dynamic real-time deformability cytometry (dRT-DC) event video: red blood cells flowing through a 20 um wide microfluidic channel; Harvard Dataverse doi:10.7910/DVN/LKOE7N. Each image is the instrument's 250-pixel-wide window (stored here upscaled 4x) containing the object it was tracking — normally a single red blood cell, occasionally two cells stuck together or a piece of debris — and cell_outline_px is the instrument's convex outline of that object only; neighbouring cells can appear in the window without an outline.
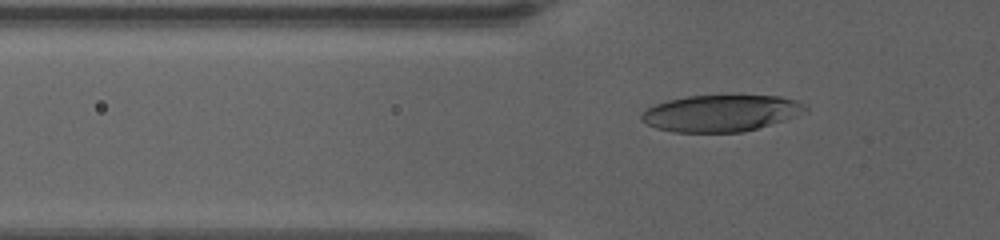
{"species": "human", "species_latin": "Homo sapiens", "temperature_condition": "warm", "stored_images_in_passage": 43, "camera_frame_rate_fps": 3000, "um_per_image_px": 0.085, "donor": {"sex": "female"}, "frame": {"image": 1, "passage_image": 4, "time_ms": 1.0, "image_size_px": [1000, 240], "cell_outline_px": [[808, 108], [796, 116], [784, 120], [744, 132], [672, 132], [656, 128], [640, 120], [640, 116], [648, 108], [656, 104], [668, 100], [688, 96], [780, 96], [796, 100]], "centroid_in_image_um": [61.25, 9.63], "position_along_channel_um": 64.6, "area_um2": 34.62}}
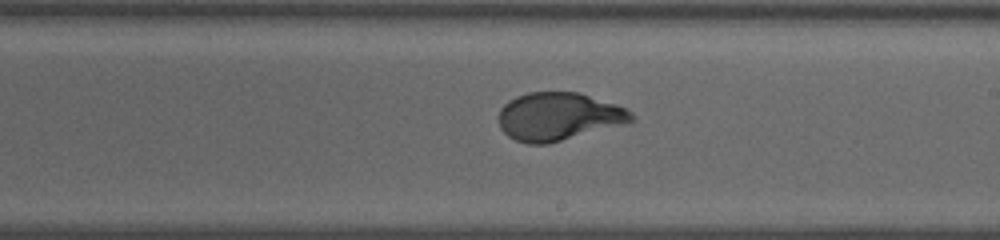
{"frame": {"image": 2, "passage_image": 20, "time_ms": 6.333, "image_size_px": [1000, 240], "cell_outline_px": [[636, 120], [632, 124], [548, 144], [528, 144], [516, 140], [508, 136], [500, 128], [500, 108], [508, 100], [516, 96], [528, 92], [576, 92], [616, 104], [632, 112]], "centroid_in_image_um": [47.54, 9.93], "position_along_channel_um": 241.5, "area_um2": 37.69}}
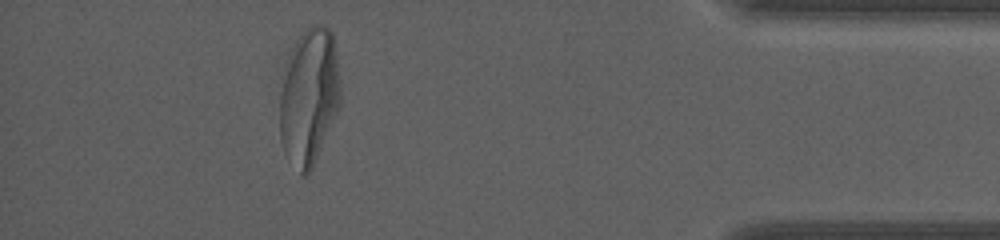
{"frame": {"image": 3, "passage_image": 38, "time_ms": 12.333, "image_size_px": [1000, 240], "cell_outline_px": [[340, 108], [312, 168], [308, 176], [304, 176], [300, 172], [284, 152], [280, 140], [280, 96], [284, 80], [288, 68], [300, 36], [312, 24], [324, 24], [332, 32], [340, 92]], "centroid_in_image_um": [26.3, 8.3], "position_along_channel_um": 408.9, "area_um2": 46.88}, "authors_computed_cell_mechanics": {"area_um2": 37.281, "velocity_mm_per_s": 3.4519, "shape_relaxation_time_tau1_ms": 5.8786, "shape_relaxation_time_tau2_ms": null, "deformation_change_tau1": 0.2438, "deformation_change_tau2": null}}